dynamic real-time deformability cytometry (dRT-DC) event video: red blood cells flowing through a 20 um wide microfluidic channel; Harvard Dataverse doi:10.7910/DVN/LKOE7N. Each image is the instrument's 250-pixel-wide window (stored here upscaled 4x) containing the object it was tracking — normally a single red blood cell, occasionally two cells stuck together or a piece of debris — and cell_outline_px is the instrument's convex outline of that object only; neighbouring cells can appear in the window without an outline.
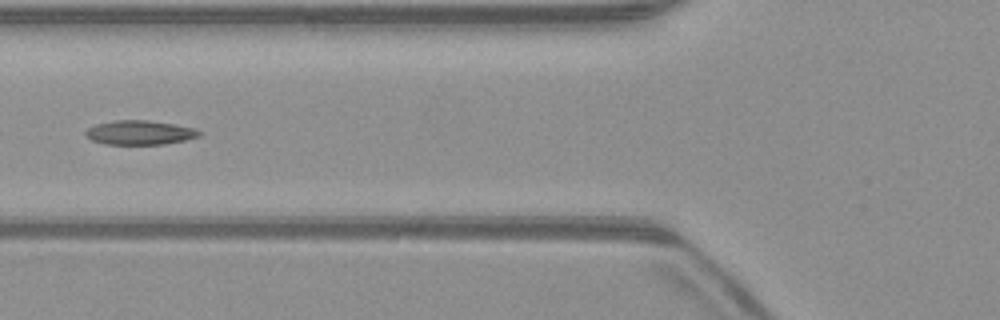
{"species": "common noctule bat (a hibernating species)", "species_latin": "Nyctalus noctula", "temperature_condition": "warm", "stored_images_in_passage": 46, "segment_of_instrument_passage": [2, 2], "camera_frame_rate_fps": 3000, "um_per_image_px": 0.085, "animal": {"sex": "male", "body_mass_g": 23.1, "forearm_length_mm": 52.7}, "frame": {"image": 1, "passage_image": 14, "time_ms": 4.333, "image_size_px": [1000, 320], "cell_outline_px": [[204, 132], [200, 136], [184, 140], [164, 144], [104, 144], [92, 140], [84, 136], [84, 132], [88, 128], [96, 124], [116, 120], [148, 120], [196, 128]], "centroid_in_image_um": [11.88, 11.27], "position_along_channel_um": 113.9, "area_um2": 16.13}}
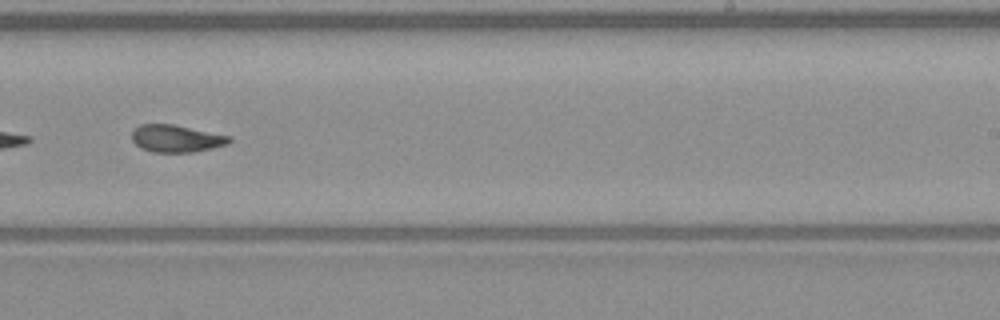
{"frame": {"image": 2, "passage_image": 26, "time_ms": 8.333, "image_size_px": [1000, 320], "cell_outline_px": [[232, 140], [228, 144], [212, 148], [192, 152], [152, 152], [136, 144], [132, 140], [132, 132], [140, 124], [172, 124], [232, 136]], "centroid_in_image_um": [15.02, 11.77], "position_along_channel_um": 274.0, "area_um2": 15.37}}
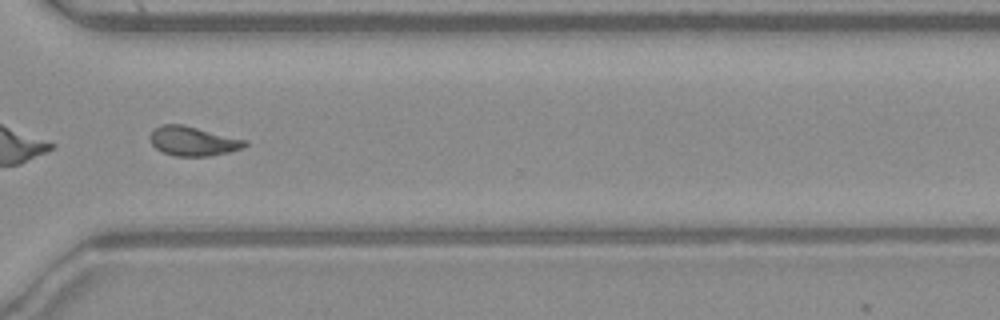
{"frame": {"image": 3, "passage_image": 32, "time_ms": 10.333, "image_size_px": [1000, 320], "cell_outline_px": [[248, 144], [240, 148], [228, 152], [208, 156], [176, 156], [164, 152], [156, 148], [152, 144], [152, 132], [160, 124], [184, 124], [248, 140]], "centroid_in_image_um": [16.44, 11.98], "position_along_channel_um": 354.2, "area_um2": 16.07}}